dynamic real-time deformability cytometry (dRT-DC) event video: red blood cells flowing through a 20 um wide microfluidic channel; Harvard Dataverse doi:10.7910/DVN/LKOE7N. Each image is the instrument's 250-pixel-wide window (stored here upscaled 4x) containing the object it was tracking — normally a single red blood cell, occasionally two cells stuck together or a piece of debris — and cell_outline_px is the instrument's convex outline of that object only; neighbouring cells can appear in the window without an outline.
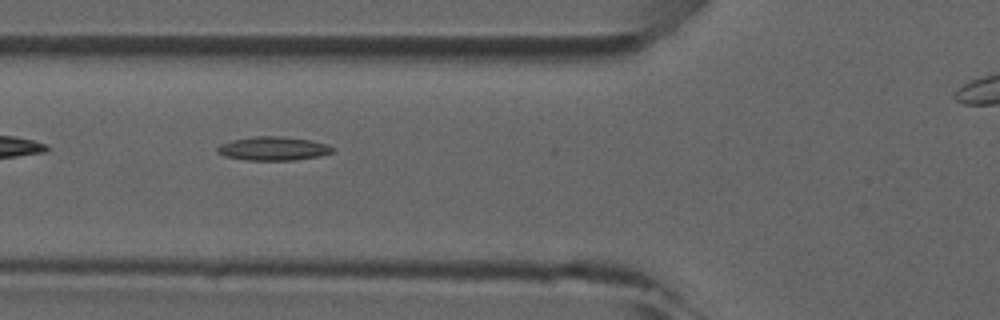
{"species": "common noctule bat (a hibernating species)", "species_latin": "Nyctalus noctula", "temperature_condition": "room temperature", "stored_images_in_passage": 9, "camera_frame_rate_fps": 3000, "um_per_image_px": 0.085, "animal": {"sex": "male", "forearm_length_mm": 52.5}, "frame": {"image": 1, "passage_image": 6, "time_ms": 5.667, "image_size_px": [1000, 320], "cell_outline_px": [[336, 152], [320, 156], [296, 160], [244, 160], [224, 156], [216, 152], [216, 148], [220, 144], [232, 140], [256, 136], [280, 136], [308, 140], [328, 144], [336, 148]], "centroid_in_image_um": [23.25, 12.63], "position_along_channel_um": 102.6, "area_um2": 16.13}}
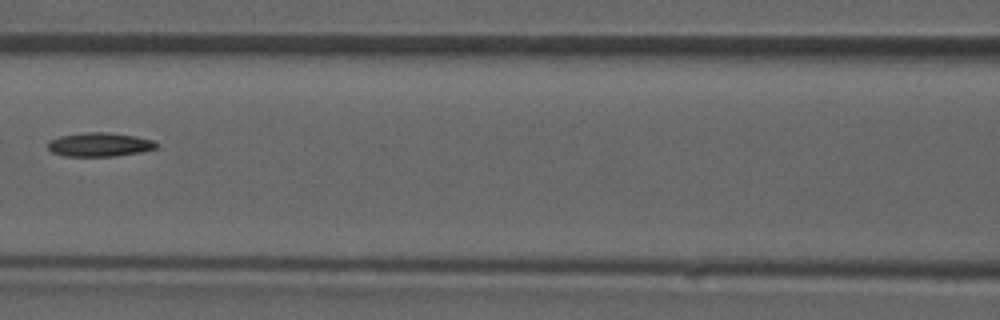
{"frame": {"image": 2, "passage_image": 7, "time_ms": 7.0, "image_size_px": [1000, 320], "cell_outline_px": [[160, 144], [156, 148], [140, 152], [116, 156], [64, 156], [52, 152], [48, 148], [48, 140], [60, 136], [84, 132], [108, 132], [136, 136], [152, 140]], "centroid_in_image_um": [8.46, 12.28], "position_along_channel_um": 158.1, "area_um2": 15.2}}